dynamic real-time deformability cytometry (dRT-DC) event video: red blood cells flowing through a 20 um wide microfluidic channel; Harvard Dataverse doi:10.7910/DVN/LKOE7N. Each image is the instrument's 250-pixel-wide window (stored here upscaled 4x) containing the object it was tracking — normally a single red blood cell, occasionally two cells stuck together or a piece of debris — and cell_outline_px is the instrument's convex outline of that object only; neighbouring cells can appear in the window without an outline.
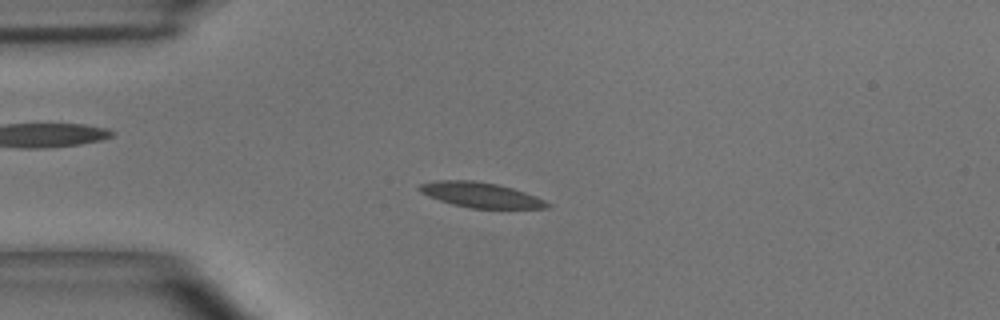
{"species": "common noctule bat (a hibernating species)", "species_latin": "Nyctalus noctula", "temperature_condition": "room temperature", "stored_images_in_passage": 48, "camera_frame_rate_fps": 3000, "um_per_image_px": 0.085, "animal": {"sex": "male", "body_mass_g": 15.6}, "frame": {"image": 1, "passage_image": 11, "time_ms": 3.333, "image_size_px": [1000, 320], "cell_outline_px": [[552, 204], [548, 208], [472, 208], [452, 204], [428, 196], [420, 192], [416, 188], [420, 184], [436, 180], [472, 180], [496, 184], [512, 188], [536, 196]], "centroid_in_image_um": [40.84, 16.56], "position_along_channel_um": 44.2, "area_um2": 18.61}}
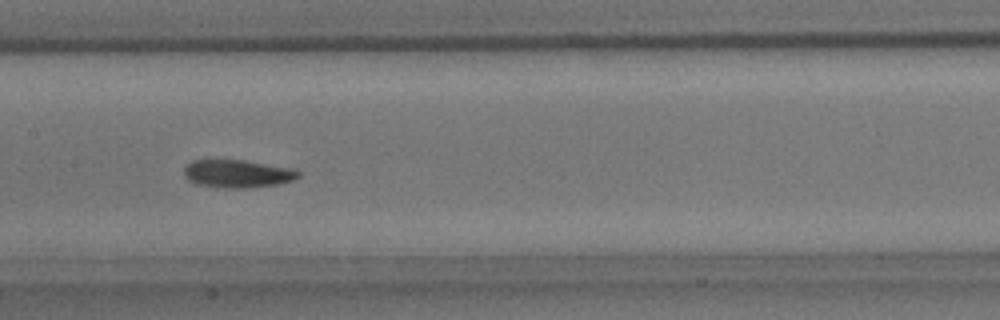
{"frame": {"image": 2, "passage_image": 23, "time_ms": 7.333, "image_size_px": [1000, 320], "cell_outline_px": [[300, 176], [292, 180], [276, 184], [248, 188], [224, 188], [196, 184], [188, 180], [184, 176], [184, 168], [192, 160], [244, 160], [288, 168], [300, 172]], "centroid_in_image_um": [20.13, 14.77], "position_along_channel_um": 187.3, "area_um2": 18.38}}
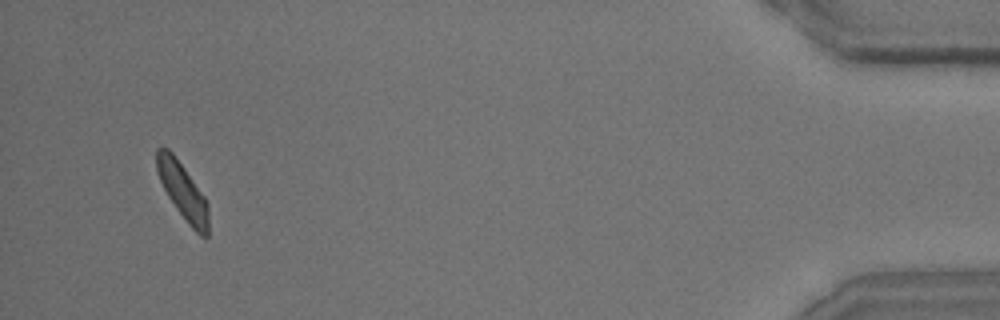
{"frame": {"image": 3, "passage_image": 46, "time_ms": 15.0, "image_size_px": [1000, 320], "cell_outline_px": [[208, 236], [200, 236], [188, 224], [176, 208], [168, 196], [160, 180], [156, 168], [156, 148], [168, 148], [172, 152], [184, 168], [204, 196], [208, 204]], "centroid_in_image_um": [15.53, 16.25], "position_along_channel_um": 419.7, "area_um2": 16.76}, "authors_computed_cell_mechanics": {"area_um2": 18.1203, "velocity_mm_per_s": 4.0289, "shape_relaxation_time_tau1_ms": 5.3004, "shape_relaxation_time_tau2_ms": 5.5701, "deformation_change_tau1": 0.121, "deformation_change_tau2": 0.1164}}